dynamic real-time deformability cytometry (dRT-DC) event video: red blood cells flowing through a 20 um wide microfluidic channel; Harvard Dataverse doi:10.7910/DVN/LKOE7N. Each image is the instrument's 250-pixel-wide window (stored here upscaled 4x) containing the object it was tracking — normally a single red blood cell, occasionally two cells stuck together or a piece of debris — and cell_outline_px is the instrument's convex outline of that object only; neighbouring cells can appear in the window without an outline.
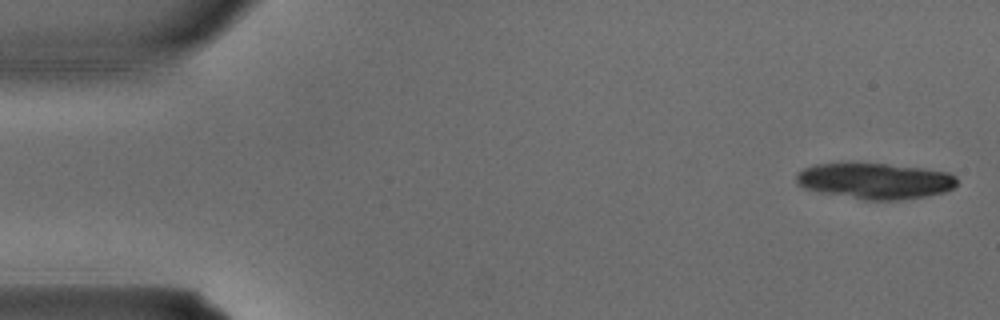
{"species": "common noctule bat (a hibernating species)", "species_latin": "Nyctalus noctula", "temperature_condition": "warm", "stored_images_in_passage": 3, "camera_frame_rate_fps": 3000, "um_per_image_px": 0.085, "animal": {"sex": "male", "body_mass_g": 15.6}, "frame": {"image": 1, "passage_image": 1, "time_ms": 0.0, "image_size_px": [1000, 320], "cell_outline_px": [[956, 184], [952, 188], [944, 192], [928, 196], [900, 200], [864, 200], [820, 192], [804, 188], [796, 184], [796, 172], [804, 168], [816, 164], [888, 164], [924, 168], [948, 172], [956, 176]], "centroid_in_image_um": [74.38, 15.39], "position_along_channel_um": 10.6, "area_um2": 33.64}}